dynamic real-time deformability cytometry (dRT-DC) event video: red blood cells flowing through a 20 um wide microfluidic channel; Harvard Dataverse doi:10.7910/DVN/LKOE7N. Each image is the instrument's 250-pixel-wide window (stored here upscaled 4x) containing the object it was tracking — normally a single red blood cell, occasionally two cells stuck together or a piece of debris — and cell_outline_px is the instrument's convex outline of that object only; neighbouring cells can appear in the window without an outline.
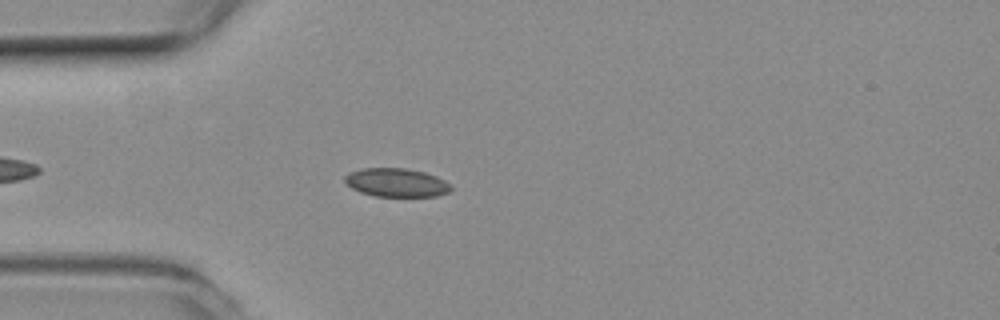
{"species": "common noctule bat (a hibernating species)", "species_latin": "Nyctalus noctula", "temperature_condition": "room temperature", "stored_images_in_passage": 46, "camera_frame_rate_fps": 3000, "um_per_image_px": 0.085, "animal": {"sex": "female", "body_mass_g": 19.3, "forearm_length_mm": 54.1}, "frame": {"image": 1, "passage_image": 7, "time_ms": 2.0, "image_size_px": [1000, 320], "cell_outline_px": [[452, 188], [448, 192], [436, 196], [376, 196], [360, 192], [352, 188], [344, 180], [344, 176], [348, 172], [364, 168], [404, 168], [424, 172], [436, 176], [444, 180]], "centroid_in_image_um": [33.67, 15.51], "position_along_channel_um": 51.3, "area_um2": 17.51}}
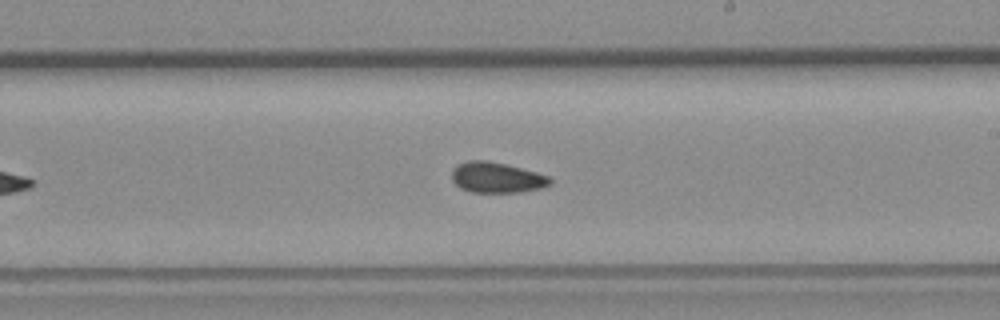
{"frame": {"image": 2, "passage_image": 23, "time_ms": 7.333, "image_size_px": [1000, 320], "cell_outline_px": [[552, 184], [544, 188], [520, 192], [468, 192], [460, 188], [452, 180], [452, 168], [456, 164], [468, 160], [484, 160], [504, 164], [536, 172], [548, 176], [552, 180]], "centroid_in_image_um": [42.2, 15.1], "position_along_channel_um": 246.8, "area_um2": 17.63}}
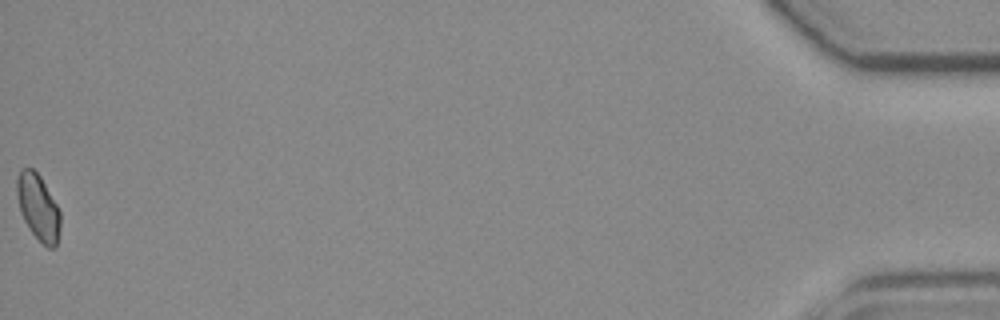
{"frame": {"image": 3, "passage_image": 46, "time_ms": 15.0, "image_size_px": [1000, 320], "cell_outline_px": [[60, 228], [56, 248], [48, 248], [32, 232], [24, 220], [20, 212], [16, 192], [16, 180], [20, 168], [32, 168], [40, 176], [56, 204], [60, 212]], "centroid_in_image_um": [3.23, 17.61], "position_along_channel_um": 432.0, "area_um2": 16.59}, "authors_computed_cell_mechanics": {"area_um2": 17.3978, "velocity_mm_per_s": 3.8222, "shape_relaxation_time_tau1_ms": null, "shape_relaxation_time_tau2_ms": 4.8322, "deformation_change_tau1": null, "deformation_change_tau2": 0.0635}}